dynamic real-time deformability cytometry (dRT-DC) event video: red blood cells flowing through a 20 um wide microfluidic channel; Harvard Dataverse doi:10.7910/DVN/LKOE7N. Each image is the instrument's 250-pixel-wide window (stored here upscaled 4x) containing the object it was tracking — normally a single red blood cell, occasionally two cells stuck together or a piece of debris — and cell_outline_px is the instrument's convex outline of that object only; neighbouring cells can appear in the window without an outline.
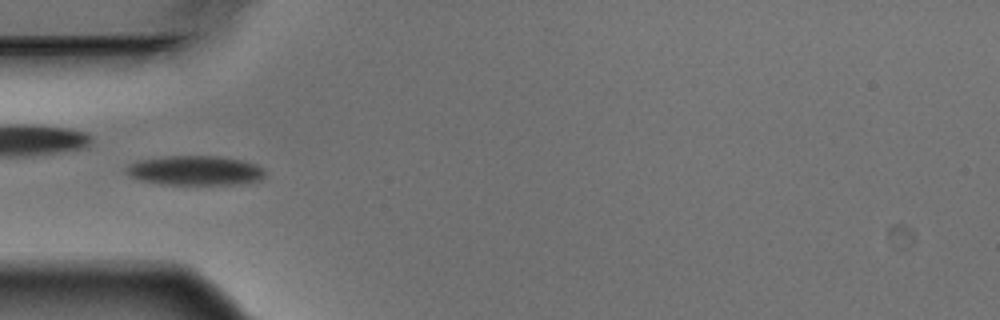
{"species": "Egyptian fruit bat (a non-hibernating species)", "species_latin": "Rousettus aegyptiacus", "temperature_condition": "warm", "stored_images_in_passage": 6, "camera_frame_rate_fps": 3000, "um_per_image_px": 0.085, "animal": {"sex": "male"}, "frame": {"image": 1, "passage_image": 5, "time_ms": 1.333, "image_size_px": [1000, 320], "cell_outline_px": [[264, 176], [260, 180], [236, 184], [160, 184], [140, 180], [128, 176], [124, 172], [124, 168], [128, 164], [136, 160], [164, 156], [220, 156], [244, 160], [256, 164], [264, 172]], "centroid_in_image_um": [16.5, 14.48], "position_along_channel_um": 68.5, "area_um2": 24.1}}
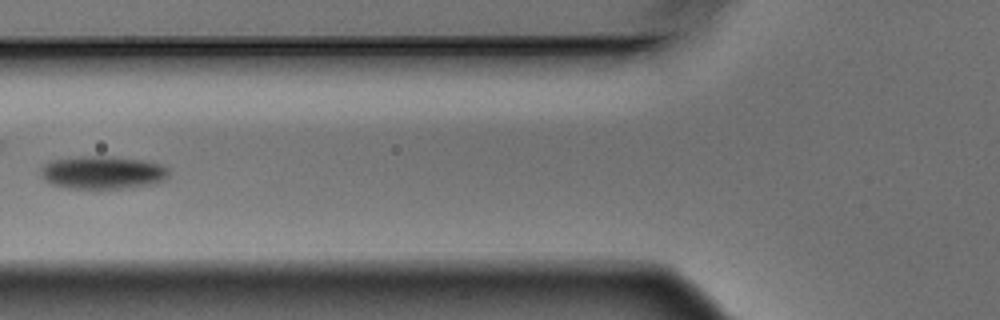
{"frame": {"image": 2, "passage_image": 6, "time_ms": 1.667, "image_size_px": [1000, 320], "cell_outline_px": [[168, 176], [164, 180], [156, 184], [120, 188], [68, 188], [52, 184], [40, 172], [40, 168], [44, 164], [52, 160], [80, 156], [112, 156], [144, 160], [160, 164], [168, 168]], "centroid_in_image_um": [8.76, 14.65], "position_along_channel_um": 117.0, "area_um2": 24.57}}